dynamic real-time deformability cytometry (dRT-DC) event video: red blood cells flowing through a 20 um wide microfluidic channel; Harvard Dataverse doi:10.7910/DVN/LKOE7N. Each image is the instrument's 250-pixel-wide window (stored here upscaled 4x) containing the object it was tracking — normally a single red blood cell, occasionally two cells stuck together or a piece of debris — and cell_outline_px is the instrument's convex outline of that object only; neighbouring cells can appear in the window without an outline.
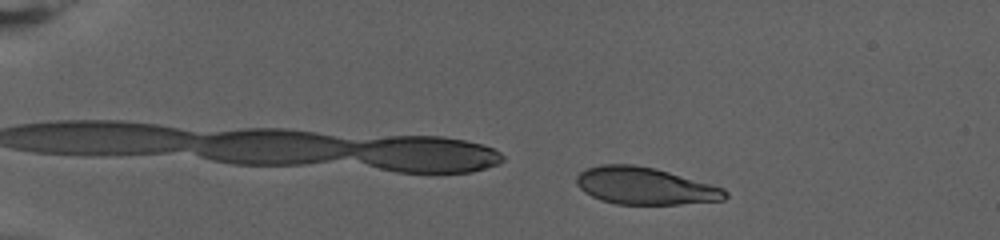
{"species": "human", "species_latin": "Homo sapiens", "temperature_condition": "warm", "stored_images_in_passage": 72, "camera_frame_rate_fps": 3000, "um_per_image_px": 0.085, "donor": {"sex": "female"}, "frame": {"image": 1, "passage_image": 11, "time_ms": 3.333, "image_size_px": [1000, 240], "cell_outline_px": [[728, 196], [724, 200], [680, 204], [616, 204], [600, 200], [584, 192], [576, 184], [576, 176], [580, 172], [588, 168], [600, 164], [632, 164], [656, 168], [724, 188], [728, 192]], "centroid_in_image_um": [54.81, 15.8], "position_along_channel_um": 30.2, "area_um2": 32.25}}
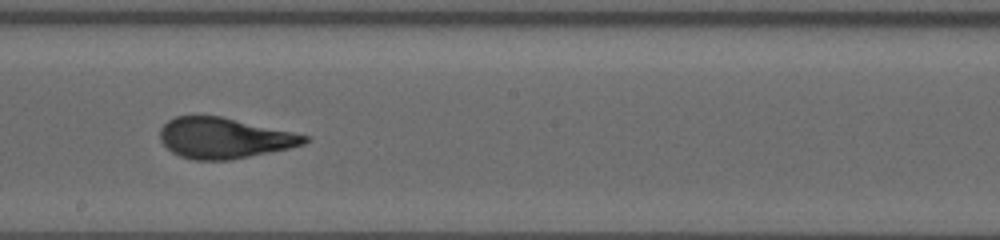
{"frame": {"image": 2, "passage_image": 42, "time_ms": 13.667, "image_size_px": [1000, 240], "cell_outline_px": [[312, 140], [304, 144], [288, 148], [232, 160], [192, 160], [180, 156], [172, 152], [160, 140], [160, 128], [168, 120], [176, 116], [220, 116], [292, 132], [308, 136]], "centroid_in_image_um": [19.03, 11.74], "position_along_channel_um": 229.2, "area_um2": 34.04}}
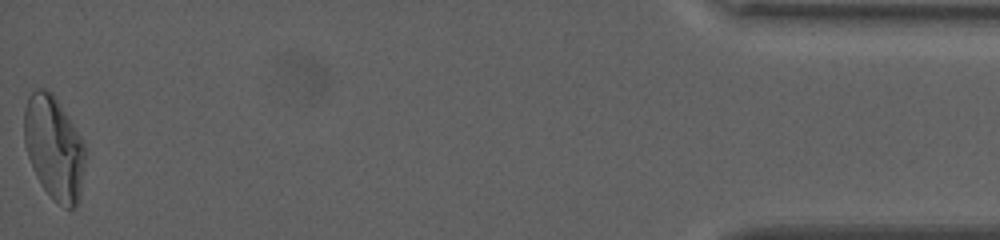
{"frame": {"image": 3, "passage_image": 72, "time_ms": 23.667, "image_size_px": [1000, 240], "cell_outline_px": [[88, 148], [80, 200], [72, 208], [64, 208], [40, 184], [36, 176], [28, 156], [24, 144], [24, 108], [28, 96], [36, 88], [44, 88], [52, 92], [68, 116]], "centroid_in_image_um": [4.62, 12.55], "position_along_channel_um": 430.6, "area_um2": 37.34}, "authors_computed_cell_mechanics": {"area_um2": 34.4488, "velocity_mm_per_s": 2.8262, "shape_relaxation_time_tau1_ms": 9.3526, "shape_relaxation_time_tau2_ms": null, "deformation_change_tau1": 0.2671, "deformation_change_tau2": null}}